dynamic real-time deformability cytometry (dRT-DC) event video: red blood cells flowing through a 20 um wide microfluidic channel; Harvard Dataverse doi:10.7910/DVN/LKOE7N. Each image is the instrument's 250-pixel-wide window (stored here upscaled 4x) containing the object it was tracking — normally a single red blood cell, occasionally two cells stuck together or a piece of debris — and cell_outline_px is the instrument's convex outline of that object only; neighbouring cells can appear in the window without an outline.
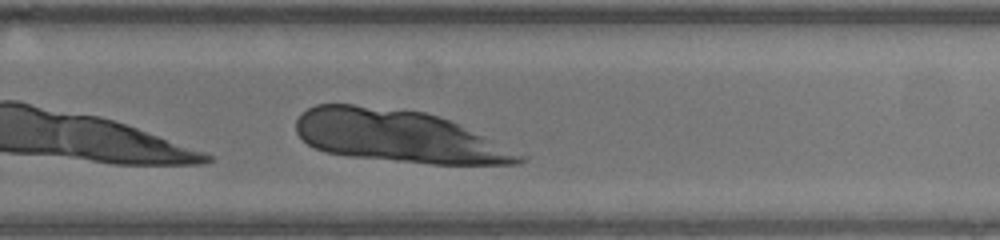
{"species": "human", "species_latin": "Homo sapiens", "temperature_condition": "warm", "stored_images_in_passage": 25, "camera_frame_rate_fps": 3000, "um_per_image_px": 0.085, "donor": {"sex": "male"}, "frame": {"image": 1, "passage_image": 17, "time_ms": 5.333, "image_size_px": [1000, 240], "cell_outline_px": [[528, 160], [520, 164], [432, 164], [348, 156], [324, 152], [308, 144], [296, 132], [296, 120], [308, 108], [316, 104], [352, 104], [424, 112], [448, 120], [528, 156]], "centroid_in_image_um": [33.86, 11.6], "position_along_channel_um": 295.9, "area_um2": 67.39}}